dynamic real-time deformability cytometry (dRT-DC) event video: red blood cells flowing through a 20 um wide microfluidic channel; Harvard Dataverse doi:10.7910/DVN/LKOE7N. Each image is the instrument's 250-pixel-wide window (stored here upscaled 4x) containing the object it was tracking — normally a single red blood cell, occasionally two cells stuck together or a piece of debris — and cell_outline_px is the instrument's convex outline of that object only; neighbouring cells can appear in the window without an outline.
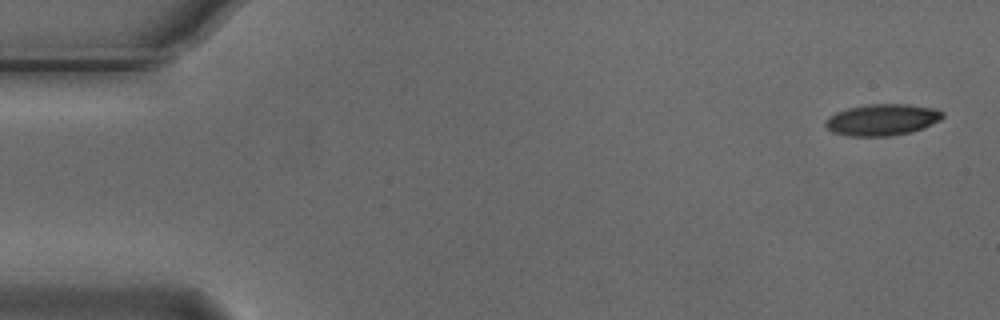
{"species": "Egyptian fruit bat (a non-hibernating species)", "species_latin": "Rousettus aegyptiacus", "temperature_condition": "cold", "stored_images_in_passage": 5, "camera_frame_rate_fps": 3000, "um_per_image_px": 0.085, "animal": {"sex": "male"}, "frame": {"image": 1, "passage_image": 1, "time_ms": 0.0, "image_size_px": [1000, 320], "cell_outline_px": [[944, 116], [940, 120], [912, 132], [888, 136], [848, 136], [832, 132], [824, 124], [828, 116], [836, 112], [848, 108], [868, 104], [908, 104], [932, 108], [944, 112]], "centroid_in_image_um": [74.96, 10.18], "position_along_channel_um": 10.0, "area_um2": 21.44}}
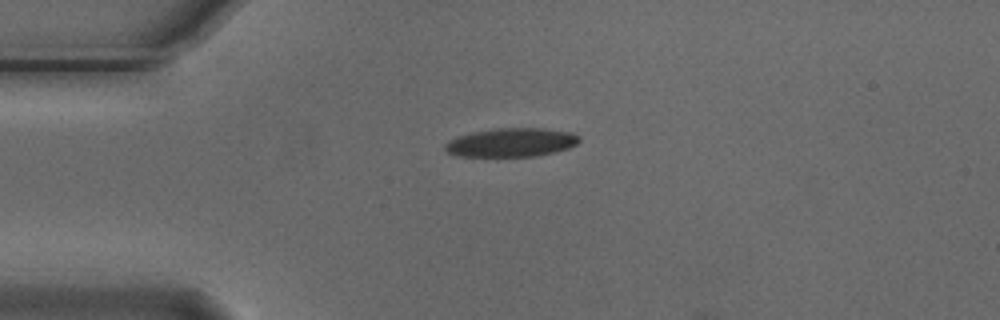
{"frame": {"image": 2, "passage_image": 4, "time_ms": 1.0, "image_size_px": [1000, 320], "cell_outline_px": [[580, 140], [576, 144], [568, 148], [536, 156], [456, 156], [448, 152], [444, 148], [444, 144], [448, 140], [472, 132], [496, 128], [544, 128], [572, 132], [580, 136]], "centroid_in_image_um": [43.46, 12.1], "position_along_channel_um": 41.5, "area_um2": 22.43}}